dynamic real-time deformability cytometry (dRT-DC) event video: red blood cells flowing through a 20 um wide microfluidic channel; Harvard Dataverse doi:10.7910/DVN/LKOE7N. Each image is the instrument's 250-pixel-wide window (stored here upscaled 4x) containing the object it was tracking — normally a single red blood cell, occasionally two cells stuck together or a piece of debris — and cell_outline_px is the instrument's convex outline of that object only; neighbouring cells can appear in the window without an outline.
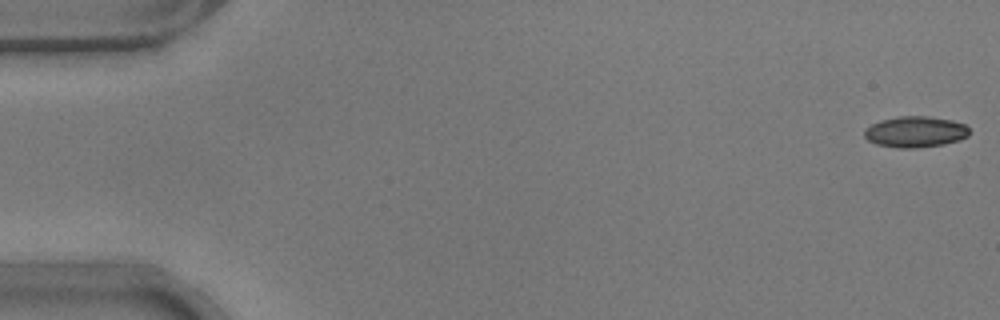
{"species": "common noctule bat (a hibernating species)", "species_latin": "Nyctalus noctula", "temperature_condition": "warm", "stored_images_in_passage": 51, "camera_frame_rate_fps": 3000, "um_per_image_px": 0.085, "animal": {"sex": "male", "body_mass_g": 17.9}, "frame": {"image": 1, "passage_image": 1, "time_ms": 0.0, "image_size_px": [1000, 320], "cell_outline_px": [[968, 136], [960, 140], [944, 144], [916, 148], [900, 148], [876, 144], [868, 140], [864, 136], [864, 132], [872, 124], [884, 120], [900, 116], [928, 116], [952, 120], [964, 124], [968, 128]], "centroid_in_image_um": [77.83, 11.21], "position_along_channel_um": 7.2, "area_um2": 18.79}}
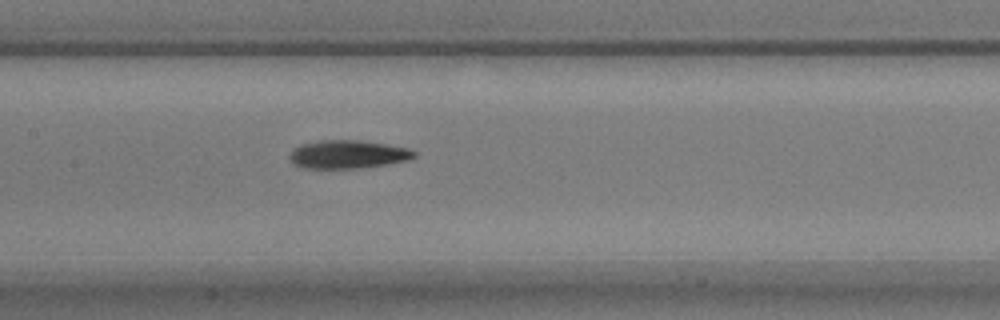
{"frame": {"image": 2, "passage_image": 26, "time_ms": 8.333, "image_size_px": [1000, 320], "cell_outline_px": [[416, 156], [408, 160], [384, 164], [356, 168], [300, 168], [292, 164], [288, 156], [292, 148], [300, 144], [320, 140], [356, 140], [384, 144], [408, 148], [416, 152]], "centroid_in_image_um": [29.48, 13.12], "position_along_channel_um": 177.9, "area_um2": 20.52}}
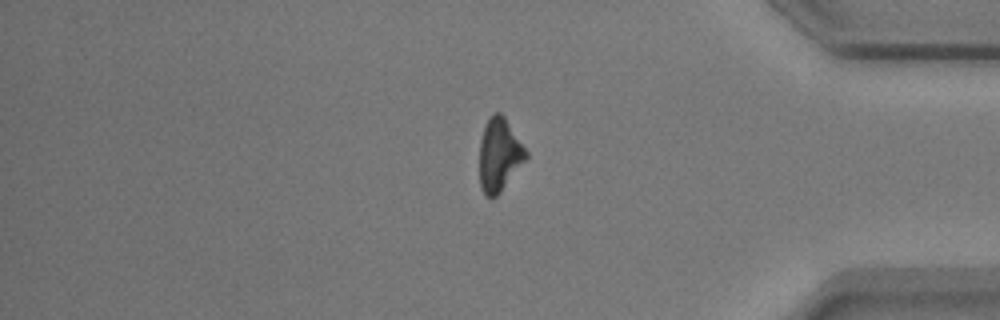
{"frame": {"image": 3, "passage_image": 45, "time_ms": 14.667, "image_size_px": [1000, 320], "cell_outline_px": [[528, 156], [500, 192], [492, 200], [480, 188], [480, 140], [484, 128], [492, 112], [500, 112], [504, 116], [528, 152]], "centroid_in_image_um": [42.43, 13.15], "position_along_channel_um": 392.8, "area_um2": 19.54}, "authors_computed_cell_mechanics": {"area_um2": 19.8254, "velocity_mm_per_s": 3.7813, "shape_relaxation_time_tau1_ms": 2.8392, "shape_relaxation_time_tau2_ms": null, "deformation_change_tau1": 0.1449, "deformation_change_tau2": null}}